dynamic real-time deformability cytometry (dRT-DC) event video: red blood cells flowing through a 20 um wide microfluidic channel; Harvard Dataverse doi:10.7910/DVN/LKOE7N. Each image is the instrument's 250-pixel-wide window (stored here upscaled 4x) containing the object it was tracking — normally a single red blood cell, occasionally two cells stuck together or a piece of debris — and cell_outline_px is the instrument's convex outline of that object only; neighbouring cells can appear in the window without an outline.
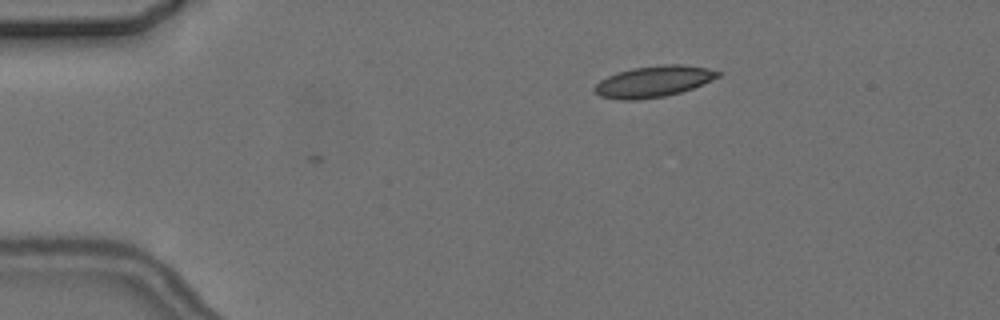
{"species": "common noctule bat (a hibernating species)", "species_latin": "Nyctalus noctula", "temperature_condition": "cold", "stored_images_in_passage": 4, "camera_frame_rate_fps": 3000, "um_per_image_px": 0.085, "animal": {"sex": "female", "body_mass_g": 24.6, "forearm_length_mm": 56.2}, "frame": {"image": 1, "passage_image": 4, "time_ms": 3.333, "image_size_px": [1000, 320], "cell_outline_px": [[724, 72], [720, 76], [692, 88], [680, 92], [664, 96], [636, 100], [620, 100], [600, 96], [592, 88], [600, 80], [608, 76], [632, 68], [664, 64], [680, 64], [708, 68]], "centroid_in_image_um": [55.56, 6.92], "position_along_channel_um": 29.4, "area_um2": 22.31}}